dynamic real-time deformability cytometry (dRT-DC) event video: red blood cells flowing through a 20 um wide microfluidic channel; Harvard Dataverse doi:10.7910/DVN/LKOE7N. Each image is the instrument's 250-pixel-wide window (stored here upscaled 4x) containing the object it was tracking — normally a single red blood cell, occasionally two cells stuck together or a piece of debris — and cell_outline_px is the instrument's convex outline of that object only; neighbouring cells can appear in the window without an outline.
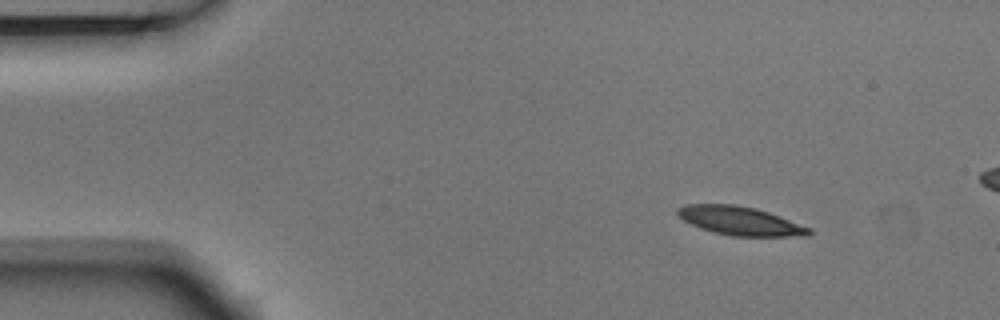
{"species": "Egyptian fruit bat (a non-hibernating species)", "species_latin": "Rousettus aegyptiacus", "temperature_condition": "room temperature", "stored_images_in_passage": 4, "camera_frame_rate_fps": 3000, "um_per_image_px": 0.085, "animal": {"sex": "male"}, "frame": {"image": 1, "passage_image": 1, "time_ms": 0.0, "image_size_px": [1000, 320], "cell_outline_px": [[812, 232], [808, 236], [732, 236], [712, 232], [700, 228], [684, 220], [676, 212], [676, 208], [688, 204], [736, 204], [756, 208], [780, 216], [812, 228]], "centroid_in_image_um": [62.93, 18.77], "position_along_channel_um": 22.1, "area_um2": 22.02}}